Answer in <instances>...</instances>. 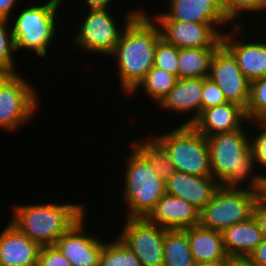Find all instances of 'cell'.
Instances as JSON below:
<instances>
[{
  "label": "cell",
  "mask_w": 266,
  "mask_h": 266,
  "mask_svg": "<svg viewBox=\"0 0 266 266\" xmlns=\"http://www.w3.org/2000/svg\"><path fill=\"white\" fill-rule=\"evenodd\" d=\"M218 48L179 49L178 79L208 78L211 61Z\"/></svg>",
  "instance_id": "23"
},
{
  "label": "cell",
  "mask_w": 266,
  "mask_h": 266,
  "mask_svg": "<svg viewBox=\"0 0 266 266\" xmlns=\"http://www.w3.org/2000/svg\"><path fill=\"white\" fill-rule=\"evenodd\" d=\"M18 0H0V18L10 20L12 14H14L13 10L16 7L15 5L18 4Z\"/></svg>",
  "instance_id": "37"
},
{
  "label": "cell",
  "mask_w": 266,
  "mask_h": 266,
  "mask_svg": "<svg viewBox=\"0 0 266 266\" xmlns=\"http://www.w3.org/2000/svg\"><path fill=\"white\" fill-rule=\"evenodd\" d=\"M246 128L243 126L233 132L206 137L210 153L211 174L221 187L237 189L241 187V189L261 193L263 187L261 168L260 166L258 170L255 168L256 161L251 143L252 133L250 137L252 130L247 133Z\"/></svg>",
  "instance_id": "1"
},
{
  "label": "cell",
  "mask_w": 266,
  "mask_h": 266,
  "mask_svg": "<svg viewBox=\"0 0 266 266\" xmlns=\"http://www.w3.org/2000/svg\"><path fill=\"white\" fill-rule=\"evenodd\" d=\"M230 266H254L247 258H230Z\"/></svg>",
  "instance_id": "39"
},
{
  "label": "cell",
  "mask_w": 266,
  "mask_h": 266,
  "mask_svg": "<svg viewBox=\"0 0 266 266\" xmlns=\"http://www.w3.org/2000/svg\"><path fill=\"white\" fill-rule=\"evenodd\" d=\"M261 197L266 201V178L263 180V187L261 191Z\"/></svg>",
  "instance_id": "42"
},
{
  "label": "cell",
  "mask_w": 266,
  "mask_h": 266,
  "mask_svg": "<svg viewBox=\"0 0 266 266\" xmlns=\"http://www.w3.org/2000/svg\"><path fill=\"white\" fill-rule=\"evenodd\" d=\"M254 266H266V238L247 258Z\"/></svg>",
  "instance_id": "36"
},
{
  "label": "cell",
  "mask_w": 266,
  "mask_h": 266,
  "mask_svg": "<svg viewBox=\"0 0 266 266\" xmlns=\"http://www.w3.org/2000/svg\"><path fill=\"white\" fill-rule=\"evenodd\" d=\"M179 48L161 39L155 49L154 67L161 68L178 77Z\"/></svg>",
  "instance_id": "31"
},
{
  "label": "cell",
  "mask_w": 266,
  "mask_h": 266,
  "mask_svg": "<svg viewBox=\"0 0 266 266\" xmlns=\"http://www.w3.org/2000/svg\"><path fill=\"white\" fill-rule=\"evenodd\" d=\"M208 78L222 89L228 102L236 103L246 110L250 100V81L223 45L212 58Z\"/></svg>",
  "instance_id": "12"
},
{
  "label": "cell",
  "mask_w": 266,
  "mask_h": 266,
  "mask_svg": "<svg viewBox=\"0 0 266 266\" xmlns=\"http://www.w3.org/2000/svg\"><path fill=\"white\" fill-rule=\"evenodd\" d=\"M261 193L237 188L219 187L212 200L200 211L199 225L223 231L231 225L254 216L255 204Z\"/></svg>",
  "instance_id": "7"
},
{
  "label": "cell",
  "mask_w": 266,
  "mask_h": 266,
  "mask_svg": "<svg viewBox=\"0 0 266 266\" xmlns=\"http://www.w3.org/2000/svg\"><path fill=\"white\" fill-rule=\"evenodd\" d=\"M114 0H83L85 2L86 7L91 9H108L109 4Z\"/></svg>",
  "instance_id": "38"
},
{
  "label": "cell",
  "mask_w": 266,
  "mask_h": 266,
  "mask_svg": "<svg viewBox=\"0 0 266 266\" xmlns=\"http://www.w3.org/2000/svg\"><path fill=\"white\" fill-rule=\"evenodd\" d=\"M200 266H230V257L225 260H221V261L214 262V263L203 264Z\"/></svg>",
  "instance_id": "40"
},
{
  "label": "cell",
  "mask_w": 266,
  "mask_h": 266,
  "mask_svg": "<svg viewBox=\"0 0 266 266\" xmlns=\"http://www.w3.org/2000/svg\"><path fill=\"white\" fill-rule=\"evenodd\" d=\"M203 78L178 79L175 86L157 104L166 111H174L180 116L188 113L187 121L181 124H192L202 113ZM190 112V113H189Z\"/></svg>",
  "instance_id": "18"
},
{
  "label": "cell",
  "mask_w": 266,
  "mask_h": 266,
  "mask_svg": "<svg viewBox=\"0 0 266 266\" xmlns=\"http://www.w3.org/2000/svg\"><path fill=\"white\" fill-rule=\"evenodd\" d=\"M184 230L187 233L190 250L197 266L229 258L221 231L207 229L200 225Z\"/></svg>",
  "instance_id": "21"
},
{
  "label": "cell",
  "mask_w": 266,
  "mask_h": 266,
  "mask_svg": "<svg viewBox=\"0 0 266 266\" xmlns=\"http://www.w3.org/2000/svg\"><path fill=\"white\" fill-rule=\"evenodd\" d=\"M151 18L159 27L161 38L179 49L220 47L224 34L221 27L228 25L173 21L168 17Z\"/></svg>",
  "instance_id": "11"
},
{
  "label": "cell",
  "mask_w": 266,
  "mask_h": 266,
  "mask_svg": "<svg viewBox=\"0 0 266 266\" xmlns=\"http://www.w3.org/2000/svg\"><path fill=\"white\" fill-rule=\"evenodd\" d=\"M37 266H72V264L54 245L41 247Z\"/></svg>",
  "instance_id": "34"
},
{
  "label": "cell",
  "mask_w": 266,
  "mask_h": 266,
  "mask_svg": "<svg viewBox=\"0 0 266 266\" xmlns=\"http://www.w3.org/2000/svg\"><path fill=\"white\" fill-rule=\"evenodd\" d=\"M9 24H11L10 20L0 18V71L13 74L17 73L18 69L15 64L17 61H14L16 50L12 28Z\"/></svg>",
  "instance_id": "28"
},
{
  "label": "cell",
  "mask_w": 266,
  "mask_h": 266,
  "mask_svg": "<svg viewBox=\"0 0 266 266\" xmlns=\"http://www.w3.org/2000/svg\"><path fill=\"white\" fill-rule=\"evenodd\" d=\"M249 123L250 125L253 124V127L256 125V129L259 128L258 135L255 132V136L251 138V143L256 165H260L265 170L263 171L264 173H261V177L264 180L266 178V121H252V123Z\"/></svg>",
  "instance_id": "32"
},
{
  "label": "cell",
  "mask_w": 266,
  "mask_h": 266,
  "mask_svg": "<svg viewBox=\"0 0 266 266\" xmlns=\"http://www.w3.org/2000/svg\"><path fill=\"white\" fill-rule=\"evenodd\" d=\"M118 237L136 254L142 266L164 265L166 229L147 218H125Z\"/></svg>",
  "instance_id": "10"
},
{
  "label": "cell",
  "mask_w": 266,
  "mask_h": 266,
  "mask_svg": "<svg viewBox=\"0 0 266 266\" xmlns=\"http://www.w3.org/2000/svg\"><path fill=\"white\" fill-rule=\"evenodd\" d=\"M40 249L10 222L0 232L1 266H37Z\"/></svg>",
  "instance_id": "19"
},
{
  "label": "cell",
  "mask_w": 266,
  "mask_h": 266,
  "mask_svg": "<svg viewBox=\"0 0 266 266\" xmlns=\"http://www.w3.org/2000/svg\"><path fill=\"white\" fill-rule=\"evenodd\" d=\"M147 219L167 230H184L199 225L200 210L182 198L165 193Z\"/></svg>",
  "instance_id": "17"
},
{
  "label": "cell",
  "mask_w": 266,
  "mask_h": 266,
  "mask_svg": "<svg viewBox=\"0 0 266 266\" xmlns=\"http://www.w3.org/2000/svg\"><path fill=\"white\" fill-rule=\"evenodd\" d=\"M245 121H248L245 109L236 103L226 102L203 110L191 125L199 133L208 137L241 129L245 126Z\"/></svg>",
  "instance_id": "20"
},
{
  "label": "cell",
  "mask_w": 266,
  "mask_h": 266,
  "mask_svg": "<svg viewBox=\"0 0 266 266\" xmlns=\"http://www.w3.org/2000/svg\"><path fill=\"white\" fill-rule=\"evenodd\" d=\"M142 9H134L126 13L124 27L116 23L115 17L111 15L108 9H91L86 11L85 19L81 21V29L76 30L78 33L73 37V43L76 48H80L83 53L110 56L119 42L125 28ZM121 28H119V27ZM122 29V30H121Z\"/></svg>",
  "instance_id": "8"
},
{
  "label": "cell",
  "mask_w": 266,
  "mask_h": 266,
  "mask_svg": "<svg viewBox=\"0 0 266 266\" xmlns=\"http://www.w3.org/2000/svg\"><path fill=\"white\" fill-rule=\"evenodd\" d=\"M18 73L0 86V129L14 133L35 116L39 109L38 90Z\"/></svg>",
  "instance_id": "9"
},
{
  "label": "cell",
  "mask_w": 266,
  "mask_h": 266,
  "mask_svg": "<svg viewBox=\"0 0 266 266\" xmlns=\"http://www.w3.org/2000/svg\"><path fill=\"white\" fill-rule=\"evenodd\" d=\"M168 8L150 17H168L173 21L207 24H229L234 33L243 30V25H233L225 16L219 0H168ZM153 15V16H152Z\"/></svg>",
  "instance_id": "14"
},
{
  "label": "cell",
  "mask_w": 266,
  "mask_h": 266,
  "mask_svg": "<svg viewBox=\"0 0 266 266\" xmlns=\"http://www.w3.org/2000/svg\"><path fill=\"white\" fill-rule=\"evenodd\" d=\"M245 113L249 122L266 121V77L250 82V100Z\"/></svg>",
  "instance_id": "29"
},
{
  "label": "cell",
  "mask_w": 266,
  "mask_h": 266,
  "mask_svg": "<svg viewBox=\"0 0 266 266\" xmlns=\"http://www.w3.org/2000/svg\"><path fill=\"white\" fill-rule=\"evenodd\" d=\"M177 80L178 77L176 75L153 66V68L145 75L144 79L128 96H134L138 93V90L142 89L144 94L158 104L175 86Z\"/></svg>",
  "instance_id": "25"
},
{
  "label": "cell",
  "mask_w": 266,
  "mask_h": 266,
  "mask_svg": "<svg viewBox=\"0 0 266 266\" xmlns=\"http://www.w3.org/2000/svg\"><path fill=\"white\" fill-rule=\"evenodd\" d=\"M84 204L44 202L13 205L9 221L40 247L54 246L86 211Z\"/></svg>",
  "instance_id": "3"
},
{
  "label": "cell",
  "mask_w": 266,
  "mask_h": 266,
  "mask_svg": "<svg viewBox=\"0 0 266 266\" xmlns=\"http://www.w3.org/2000/svg\"><path fill=\"white\" fill-rule=\"evenodd\" d=\"M228 102L222 89L209 78H203L202 111Z\"/></svg>",
  "instance_id": "33"
},
{
  "label": "cell",
  "mask_w": 266,
  "mask_h": 266,
  "mask_svg": "<svg viewBox=\"0 0 266 266\" xmlns=\"http://www.w3.org/2000/svg\"><path fill=\"white\" fill-rule=\"evenodd\" d=\"M222 236L224 247L230 258H248L264 239L254 216L225 228Z\"/></svg>",
  "instance_id": "22"
},
{
  "label": "cell",
  "mask_w": 266,
  "mask_h": 266,
  "mask_svg": "<svg viewBox=\"0 0 266 266\" xmlns=\"http://www.w3.org/2000/svg\"><path fill=\"white\" fill-rule=\"evenodd\" d=\"M84 214L55 243L72 266H99L100 255L106 240L88 235Z\"/></svg>",
  "instance_id": "13"
},
{
  "label": "cell",
  "mask_w": 266,
  "mask_h": 266,
  "mask_svg": "<svg viewBox=\"0 0 266 266\" xmlns=\"http://www.w3.org/2000/svg\"><path fill=\"white\" fill-rule=\"evenodd\" d=\"M116 238L104 242L99 266H142L136 254L119 237Z\"/></svg>",
  "instance_id": "27"
},
{
  "label": "cell",
  "mask_w": 266,
  "mask_h": 266,
  "mask_svg": "<svg viewBox=\"0 0 266 266\" xmlns=\"http://www.w3.org/2000/svg\"><path fill=\"white\" fill-rule=\"evenodd\" d=\"M177 127L151 137L164 149L178 172L212 176L207 138L191 124Z\"/></svg>",
  "instance_id": "6"
},
{
  "label": "cell",
  "mask_w": 266,
  "mask_h": 266,
  "mask_svg": "<svg viewBox=\"0 0 266 266\" xmlns=\"http://www.w3.org/2000/svg\"><path fill=\"white\" fill-rule=\"evenodd\" d=\"M126 159L122 199L127 204L125 218H147L166 193L165 182L156 174L148 159L131 144Z\"/></svg>",
  "instance_id": "4"
},
{
  "label": "cell",
  "mask_w": 266,
  "mask_h": 266,
  "mask_svg": "<svg viewBox=\"0 0 266 266\" xmlns=\"http://www.w3.org/2000/svg\"><path fill=\"white\" fill-rule=\"evenodd\" d=\"M166 193L182 198L200 211L212 200L220 183L212 176H196L175 171L165 182Z\"/></svg>",
  "instance_id": "16"
},
{
  "label": "cell",
  "mask_w": 266,
  "mask_h": 266,
  "mask_svg": "<svg viewBox=\"0 0 266 266\" xmlns=\"http://www.w3.org/2000/svg\"><path fill=\"white\" fill-rule=\"evenodd\" d=\"M163 266H197L185 230H167L164 239Z\"/></svg>",
  "instance_id": "24"
},
{
  "label": "cell",
  "mask_w": 266,
  "mask_h": 266,
  "mask_svg": "<svg viewBox=\"0 0 266 266\" xmlns=\"http://www.w3.org/2000/svg\"><path fill=\"white\" fill-rule=\"evenodd\" d=\"M10 75L11 73L0 71V86Z\"/></svg>",
  "instance_id": "41"
},
{
  "label": "cell",
  "mask_w": 266,
  "mask_h": 266,
  "mask_svg": "<svg viewBox=\"0 0 266 266\" xmlns=\"http://www.w3.org/2000/svg\"><path fill=\"white\" fill-rule=\"evenodd\" d=\"M64 0H48L47 3L27 5L10 24L16 53L22 50L35 52L39 57H47V50L58 33V11ZM12 18L14 19L12 21ZM30 50V51H29Z\"/></svg>",
  "instance_id": "5"
},
{
  "label": "cell",
  "mask_w": 266,
  "mask_h": 266,
  "mask_svg": "<svg viewBox=\"0 0 266 266\" xmlns=\"http://www.w3.org/2000/svg\"><path fill=\"white\" fill-rule=\"evenodd\" d=\"M219 2L226 18L235 26L242 25V22L239 23L237 20L240 16L242 18V14L245 12L251 11L250 13L253 14L257 12L255 15L259 12L261 14L263 12V15L266 14V0H219Z\"/></svg>",
  "instance_id": "30"
},
{
  "label": "cell",
  "mask_w": 266,
  "mask_h": 266,
  "mask_svg": "<svg viewBox=\"0 0 266 266\" xmlns=\"http://www.w3.org/2000/svg\"><path fill=\"white\" fill-rule=\"evenodd\" d=\"M223 30L222 45L233 55L245 77L250 82L266 77V37L264 41L254 39L255 42H251L246 38L243 41L242 38L236 39L233 31L226 33L227 29Z\"/></svg>",
  "instance_id": "15"
},
{
  "label": "cell",
  "mask_w": 266,
  "mask_h": 266,
  "mask_svg": "<svg viewBox=\"0 0 266 266\" xmlns=\"http://www.w3.org/2000/svg\"><path fill=\"white\" fill-rule=\"evenodd\" d=\"M134 141L130 143L148 159L156 174L160 176L164 182L177 171L170 157L152 137H149L148 135V138L144 141L143 139L141 141H136L135 139Z\"/></svg>",
  "instance_id": "26"
},
{
  "label": "cell",
  "mask_w": 266,
  "mask_h": 266,
  "mask_svg": "<svg viewBox=\"0 0 266 266\" xmlns=\"http://www.w3.org/2000/svg\"><path fill=\"white\" fill-rule=\"evenodd\" d=\"M254 218L256 219L263 236L266 238V201L261 196L255 204Z\"/></svg>",
  "instance_id": "35"
},
{
  "label": "cell",
  "mask_w": 266,
  "mask_h": 266,
  "mask_svg": "<svg viewBox=\"0 0 266 266\" xmlns=\"http://www.w3.org/2000/svg\"><path fill=\"white\" fill-rule=\"evenodd\" d=\"M143 10L124 28L114 52L120 89L130 94L154 66L155 49L162 39L159 27Z\"/></svg>",
  "instance_id": "2"
}]
</instances>
